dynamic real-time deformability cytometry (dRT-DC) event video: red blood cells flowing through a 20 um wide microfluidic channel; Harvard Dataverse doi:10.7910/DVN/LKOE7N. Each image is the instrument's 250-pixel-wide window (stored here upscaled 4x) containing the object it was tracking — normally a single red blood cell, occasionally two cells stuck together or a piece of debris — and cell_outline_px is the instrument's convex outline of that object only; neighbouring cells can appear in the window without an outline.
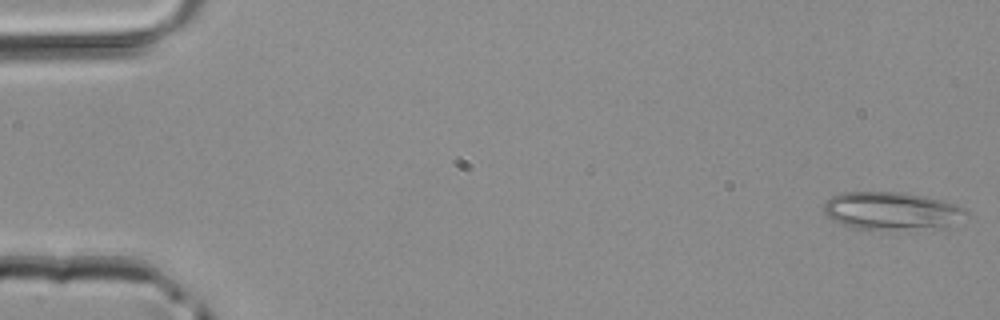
{"species": "common noctule bat (a hibernating species)", "species_latin": "Nyctalus noctula", "temperature_condition": "room temperature", "stored_images_in_passage": 5, "camera_frame_rate_fps": 3000, "um_per_image_px": 0.085, "animal": {"sex": "male", "body_mass_g": 20.4}, "frame": {"image": 1, "passage_image": 1, "time_ms": 0.0, "image_size_px": [1000, 320], "cell_outline_px": [[968, 212], [952, 228], [916, 232], [888, 232], [856, 228], [832, 220], [824, 212], [824, 204], [832, 196], [840, 192], [904, 192], [924, 196], [956, 204], [964, 208]], "centroid_in_image_um": [75.89, 18.0], "position_along_channel_um": 9.1, "area_um2": 32.89}}
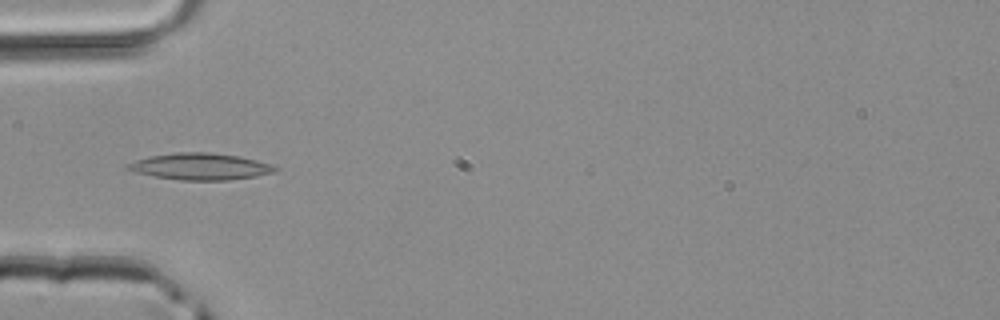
{"frame": {"image": 2, "passage_image": 4, "time_ms": 1.0, "image_size_px": [1000, 320], "cell_outline_px": [[280, 168], [276, 172], [256, 176], [228, 180], [180, 180], [152, 176], [136, 172], [124, 168], [124, 164], [148, 156], [176, 152], [212, 152], [240, 156], [272, 164]], "centroid_in_image_um": [17.02, 14.15], "position_along_channel_um": 68.0, "area_um2": 23.18}}
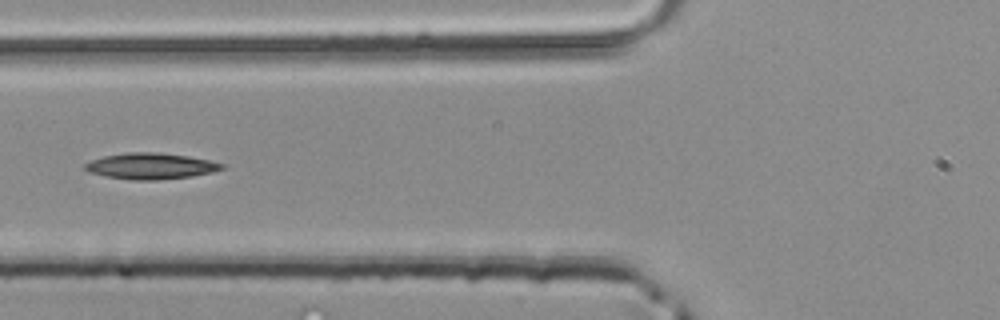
{"frame": {"image": 3, "passage_image": 5, "time_ms": 1.333, "image_size_px": [1000, 320], "cell_outline_px": [[224, 168], [212, 172], [192, 176], [156, 180], [132, 180], [104, 176], [92, 172], [84, 168], [84, 164], [92, 160], [104, 156], [128, 152], [160, 152], [188, 156], [208, 160], [224, 164]], "centroid_in_image_um": [12.82, 14.11], "position_along_channel_um": 113.0, "area_um2": 20.69}}